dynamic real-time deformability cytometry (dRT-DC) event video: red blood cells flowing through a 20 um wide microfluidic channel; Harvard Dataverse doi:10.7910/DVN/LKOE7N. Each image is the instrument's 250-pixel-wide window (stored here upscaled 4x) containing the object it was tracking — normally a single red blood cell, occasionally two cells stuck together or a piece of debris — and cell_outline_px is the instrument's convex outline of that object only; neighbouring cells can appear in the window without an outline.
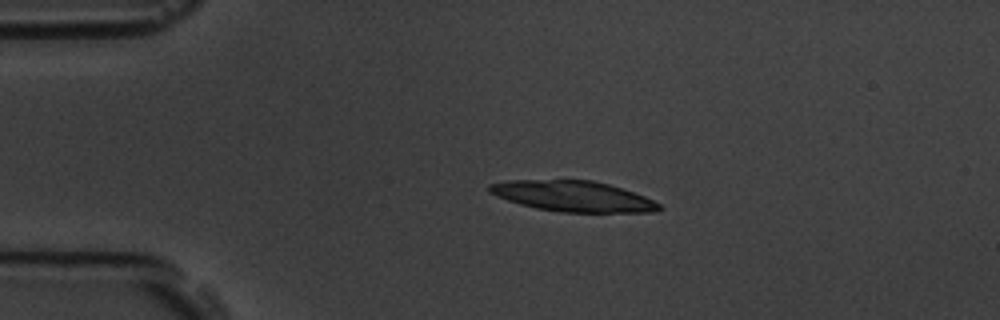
{"species": "common noctule bat (a hibernating species)", "species_latin": "Nyctalus noctula", "temperature_condition": "room temperature", "stored_images_in_passage": 4, "camera_frame_rate_fps": 3000, "um_per_image_px": 0.085, "animal": {"sex": "male", "body_mass_g": 19.5, "forearm_length_mm": 54.6}, "frame": {"image": 1, "passage_image": 3, "time_ms": 2.333, "image_size_px": [1000, 320], "cell_outline_px": [[664, 208], [656, 212], [560, 212], [536, 208], [520, 204], [496, 196], [488, 192], [488, 184], [508, 180], [592, 180], [608, 184], [644, 196], [660, 204]], "centroid_in_image_um": [48.69, 16.68], "position_along_channel_um": 36.3, "area_um2": 30.23}}